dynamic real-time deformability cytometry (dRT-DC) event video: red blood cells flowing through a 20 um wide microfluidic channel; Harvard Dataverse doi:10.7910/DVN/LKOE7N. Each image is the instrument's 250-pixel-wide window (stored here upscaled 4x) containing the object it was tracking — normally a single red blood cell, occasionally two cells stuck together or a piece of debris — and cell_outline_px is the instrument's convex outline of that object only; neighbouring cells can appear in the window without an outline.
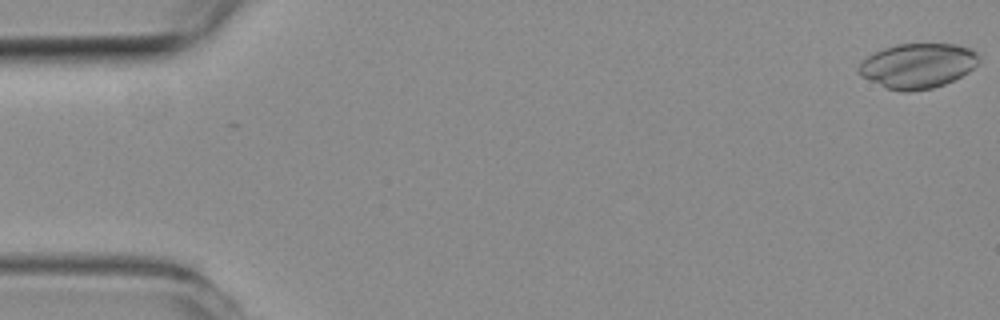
{"species": "common noctule bat (a hibernating species)", "species_latin": "Nyctalus noctula", "temperature_condition": "room temperature", "stored_images_in_passage": 52, "camera_frame_rate_fps": 3000, "um_per_image_px": 0.085, "animal": {"sex": "female", "body_mass_g": 19.3, "forearm_length_mm": 54.1}, "frame": {"image": 1, "passage_image": 1, "time_ms": 0.0, "image_size_px": [1000, 320], "cell_outline_px": [[980, 60], [968, 72], [944, 84], [932, 88], [908, 92], [900, 92], [884, 88], [860, 76], [860, 64], [868, 56], [884, 48], [896, 44], [956, 44], [968, 48], [976, 52]], "centroid_in_image_um": [77.99, 5.6], "position_along_channel_um": 7.0, "area_um2": 31.21}}